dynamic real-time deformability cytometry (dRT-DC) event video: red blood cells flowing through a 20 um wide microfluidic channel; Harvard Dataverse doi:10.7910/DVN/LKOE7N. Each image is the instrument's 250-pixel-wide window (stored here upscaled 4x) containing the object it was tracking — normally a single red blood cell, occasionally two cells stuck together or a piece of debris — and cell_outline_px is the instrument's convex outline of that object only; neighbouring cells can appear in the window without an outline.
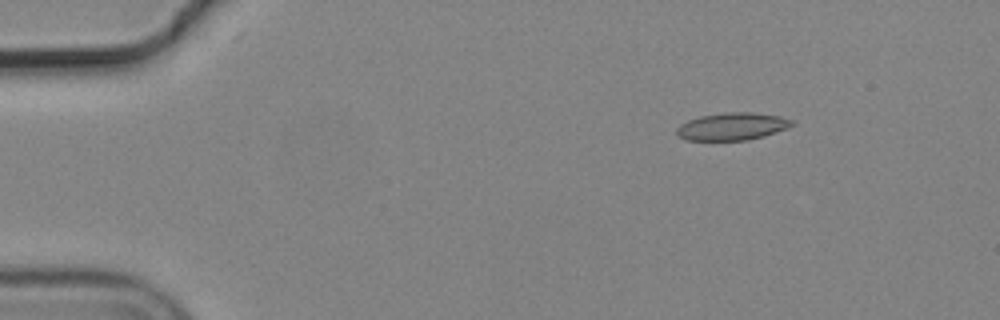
{"species": "common noctule bat (a hibernating species)", "species_latin": "Nyctalus noctula", "temperature_condition": "cold", "stored_images_in_passage": 49, "camera_frame_rate_fps": 3000, "um_per_image_px": 0.085, "animal": {"sex": "male", "body_mass_g": 19.2, "forearm_length_mm": 51.8}, "frame": {"image": 1, "passage_image": 1, "time_ms": 0.0, "image_size_px": [1000, 320], "cell_outline_px": [[796, 124], [776, 132], [764, 136], [748, 140], [684, 140], [676, 132], [676, 128], [680, 124], [688, 120], [700, 116], [724, 112], [752, 112], [780, 116], [796, 120]], "centroid_in_image_um": [62.27, 10.74], "position_along_channel_um": 22.7, "area_um2": 18.61}}
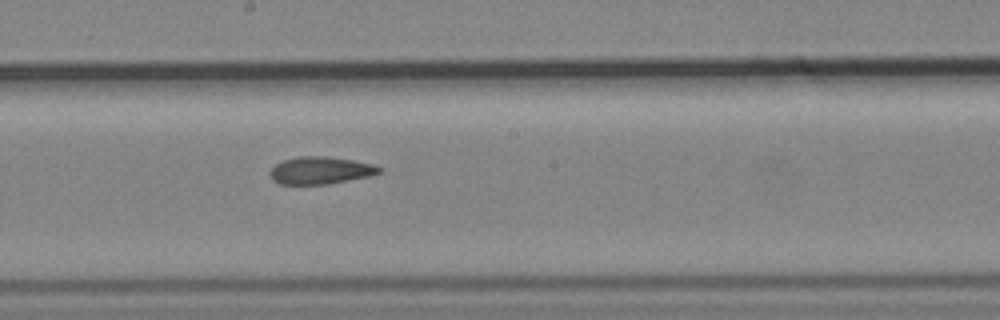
{"frame": {"image": 2, "passage_image": 24, "time_ms": 7.667, "image_size_px": [1000, 320], "cell_outline_px": [[380, 172], [368, 176], [328, 184], [280, 184], [272, 180], [268, 172], [276, 164], [284, 160], [300, 156], [324, 156], [352, 160], [372, 164], [380, 168]], "centroid_in_image_um": [27.18, 14.49], "position_along_channel_um": 221.0, "area_um2": 17.17}}
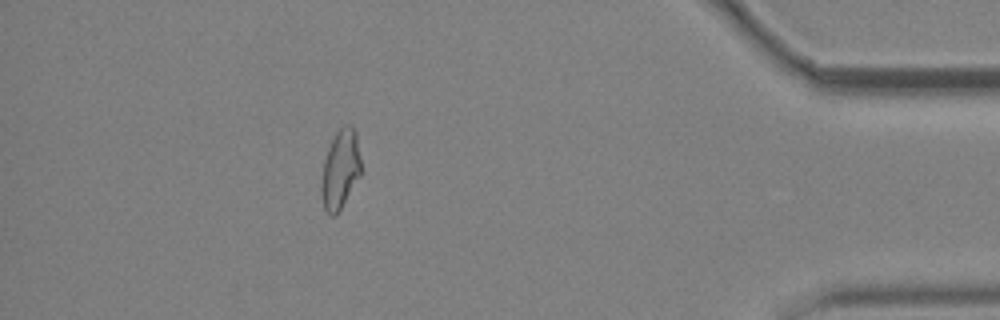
{"frame": {"image": 3, "passage_image": 43, "time_ms": 14.0, "image_size_px": [1000, 320], "cell_outline_px": [[360, 176], [336, 216], [328, 216], [324, 208], [320, 192], [320, 188], [324, 160], [328, 148], [336, 132], [344, 124], [348, 124], [356, 132], [360, 160]], "centroid_in_image_um": [28.9, 14.43], "position_along_channel_um": 406.3, "area_um2": 18.21}, "authors_computed_cell_mechanics": {"area_um2": 18.3226, "velocity_mm_per_s": 3.6969, "shape_relaxation_time_tau1_ms": null, "shape_relaxation_time_tau2_ms": 7.9615, "deformation_change_tau1": null, "deformation_change_tau2": 0.146}}